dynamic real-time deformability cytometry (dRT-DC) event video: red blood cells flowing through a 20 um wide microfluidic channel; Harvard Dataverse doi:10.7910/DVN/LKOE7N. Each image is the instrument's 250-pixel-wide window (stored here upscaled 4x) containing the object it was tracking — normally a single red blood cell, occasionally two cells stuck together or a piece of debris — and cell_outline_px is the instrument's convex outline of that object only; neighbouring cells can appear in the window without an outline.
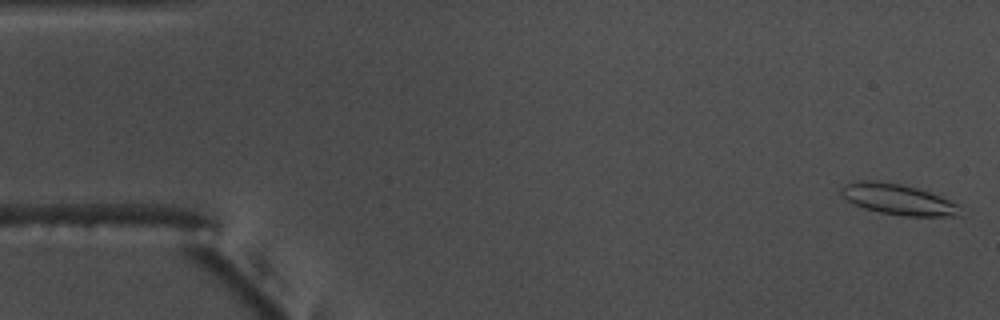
{"species": "common noctule bat (a hibernating species)", "species_latin": "Nyctalus noctula", "temperature_condition": "warm", "stored_images_in_passage": 55, "camera_frame_rate_fps": 3000, "um_per_image_px": 0.085, "animal": {"sex": "male", "body_mass_g": 17.5, "forearm_length_mm": 52.3}, "frame": {"image": 1, "passage_image": 2, "time_ms": 0.333, "image_size_px": [1000, 320], "cell_outline_px": [[964, 216], [904, 216], [880, 212], [864, 208], [840, 196], [840, 188], [844, 184], [856, 180], [876, 180], [904, 184], [940, 196], [960, 204]], "centroid_in_image_um": [76.36, 16.94], "position_along_channel_um": 8.6, "area_um2": 21.68}}
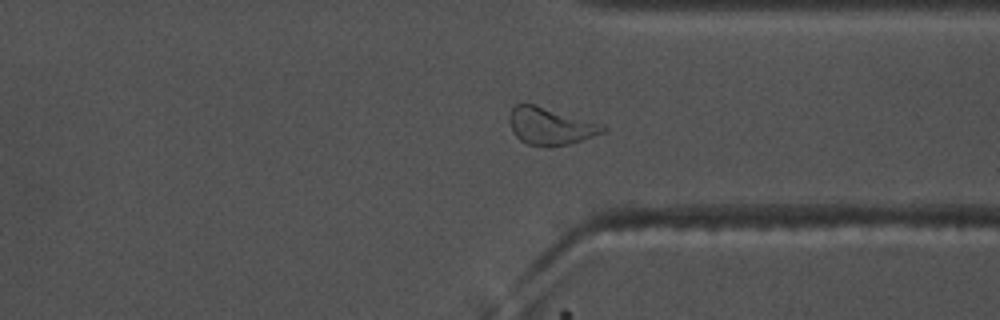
{"frame": {"image": 2, "passage_image": 42, "time_ms": 13.667, "image_size_px": [1000, 320], "cell_outline_px": [[608, 128], [604, 132], [572, 144], [528, 144], [520, 140], [512, 132], [508, 120], [508, 116], [512, 104], [536, 104]], "centroid_in_image_um": [46.68, 10.69], "position_along_channel_um": 364.7, "area_um2": 19.59}}
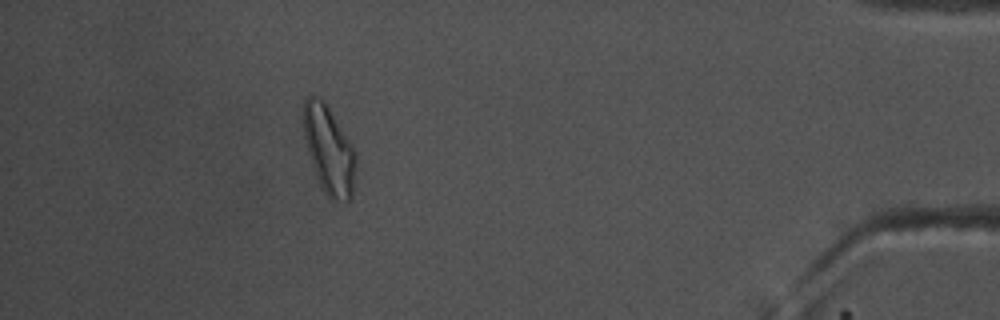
{"frame": {"image": 3, "passage_image": 50, "time_ms": 16.333, "image_size_px": [1000, 320], "cell_outline_px": [[356, 168], [352, 196], [348, 200], [328, 196], [324, 192], [316, 176], [308, 152], [304, 136], [304, 96], [316, 96], [324, 100], [352, 144], [356, 152]], "centroid_in_image_um": [27.97, 12.7], "position_along_channel_um": 407.2, "area_um2": 26.53}, "authors_computed_cell_mechanics": {"area_um2": 19.8832, "velocity_mm_per_s": 3.7189, "shape_relaxation_time_tau1_ms": 7.4623, "shape_relaxation_time_tau2_ms": 2.1812, "deformation_change_tau1": 0.1647, "deformation_change_tau2": 0.0973}}